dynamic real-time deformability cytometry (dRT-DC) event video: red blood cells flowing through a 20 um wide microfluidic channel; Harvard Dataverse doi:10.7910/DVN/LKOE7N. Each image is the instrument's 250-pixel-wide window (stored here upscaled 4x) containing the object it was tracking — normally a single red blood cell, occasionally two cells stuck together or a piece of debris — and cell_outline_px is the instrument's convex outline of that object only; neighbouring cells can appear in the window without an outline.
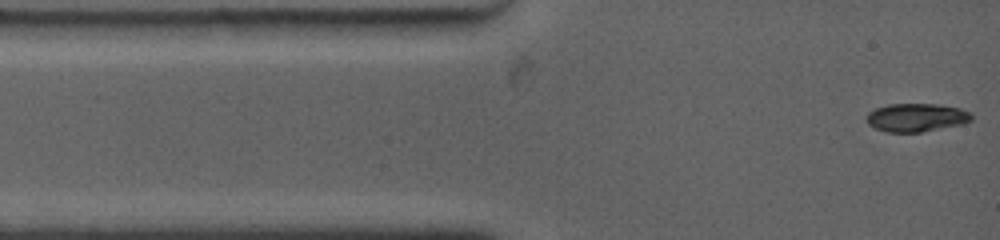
{"species": "common noctule bat (a hibernating species)", "species_latin": "Nyctalus noctula", "temperature_condition": "warm", "stored_images_in_passage": 64, "camera_frame_rate_fps": 4500, "um_per_image_px": 0.085, "animal": {"sex": "female", "body_mass_g": 19.0, "forearm_length_mm": 53.3}, "frame": {"image": 1, "passage_image": 1, "time_ms": 0.0, "image_size_px": [1000, 240], "cell_outline_px": [[972, 120], [964, 124], [920, 132], [888, 132], [876, 128], [868, 124], [864, 120], [868, 112], [876, 108], [888, 104], [936, 104], [960, 108], [972, 112]], "centroid_in_image_um": [77.9, 9.98], "position_along_channel_um": 7.1, "area_um2": 17.46}}
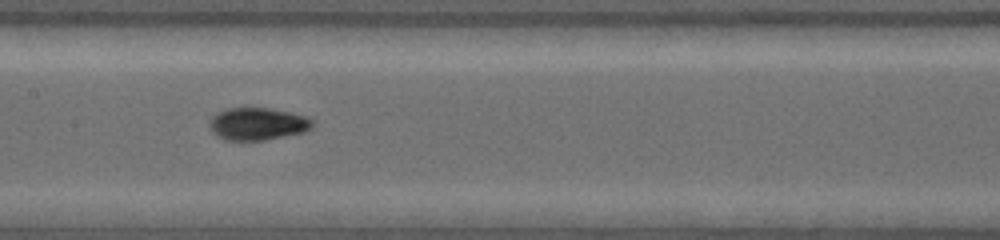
{"frame": {"image": 2, "passage_image": 29, "time_ms": 5.778, "image_size_px": [1000, 240], "cell_outline_px": [[312, 128], [304, 132], [264, 140], [224, 140], [216, 136], [212, 132], [208, 124], [212, 116], [228, 108], [268, 108], [288, 112], [304, 116], [312, 120]], "centroid_in_image_um": [21.86, 10.54], "position_along_channel_um": 185.5, "area_um2": 19.31}}
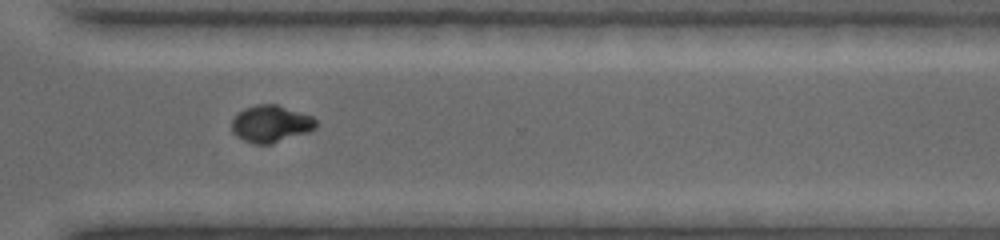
{"frame": {"image": 3, "passage_image": 63, "time_ms": 10.0, "image_size_px": [1000, 240], "cell_outline_px": [[316, 128], [308, 132], [272, 144], [256, 144], [244, 140], [236, 136], [232, 132], [232, 120], [244, 108], [260, 104], [276, 104], [312, 116], [316, 120]], "centroid_in_image_um": [23.03, 10.53], "position_along_channel_um": 347.6, "area_um2": 18.03}}